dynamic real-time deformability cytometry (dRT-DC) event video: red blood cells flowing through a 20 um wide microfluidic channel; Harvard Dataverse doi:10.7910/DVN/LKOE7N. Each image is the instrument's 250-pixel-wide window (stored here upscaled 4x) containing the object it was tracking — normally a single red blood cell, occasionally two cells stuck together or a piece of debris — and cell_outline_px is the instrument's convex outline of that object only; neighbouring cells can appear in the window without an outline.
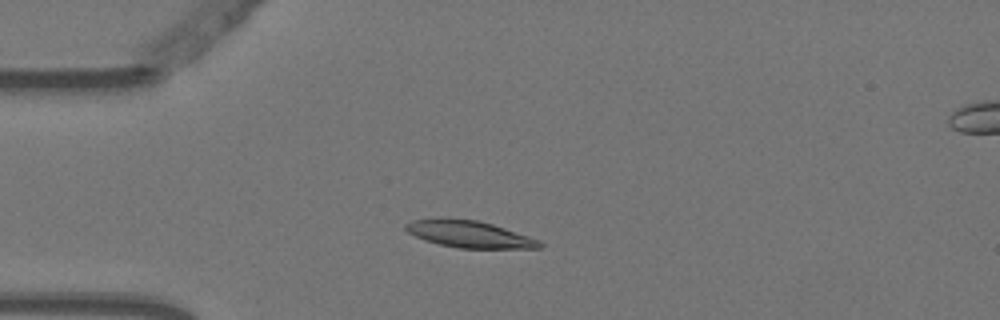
{"species": "Egyptian fruit bat (a non-hibernating species)", "species_latin": "Rousettus aegyptiacus", "temperature_condition": "warm", "stored_images_in_passage": 5, "camera_frame_rate_fps": 3000, "um_per_image_px": 0.085, "animal": {"sex": "female"}, "frame": {"image": 1, "passage_image": 3, "time_ms": 0.667, "image_size_px": [1000, 320], "cell_outline_px": [[544, 248], [460, 248], [440, 244], [424, 240], [408, 232], [404, 228], [404, 224], [412, 220], [448, 216], [476, 220], [492, 224], [540, 240], [544, 244]], "centroid_in_image_um": [39.86, 19.88], "position_along_channel_um": 45.1, "area_um2": 21.21}}
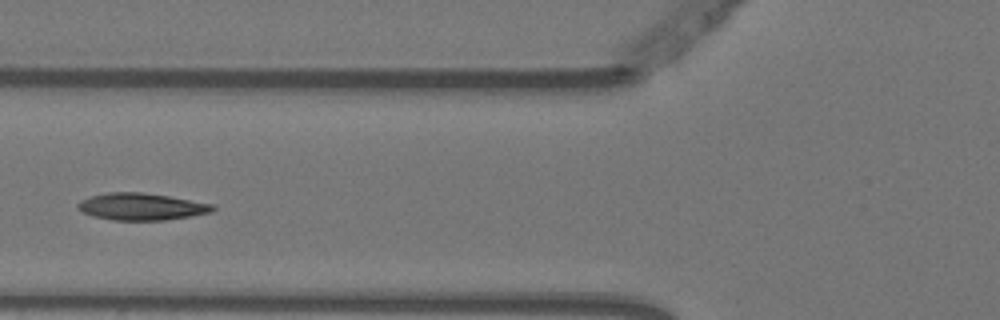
{"frame": {"image": 2, "passage_image": 5, "time_ms": 1.333, "image_size_px": [1000, 320], "cell_outline_px": [[216, 208], [212, 212], [192, 216], [164, 220], [112, 220], [92, 216], [76, 208], [76, 204], [80, 200], [92, 196], [108, 192], [140, 192], [168, 196], [216, 204]], "centroid_in_image_um": [12.04, 17.56], "position_along_channel_um": 113.8, "area_um2": 21.33}}